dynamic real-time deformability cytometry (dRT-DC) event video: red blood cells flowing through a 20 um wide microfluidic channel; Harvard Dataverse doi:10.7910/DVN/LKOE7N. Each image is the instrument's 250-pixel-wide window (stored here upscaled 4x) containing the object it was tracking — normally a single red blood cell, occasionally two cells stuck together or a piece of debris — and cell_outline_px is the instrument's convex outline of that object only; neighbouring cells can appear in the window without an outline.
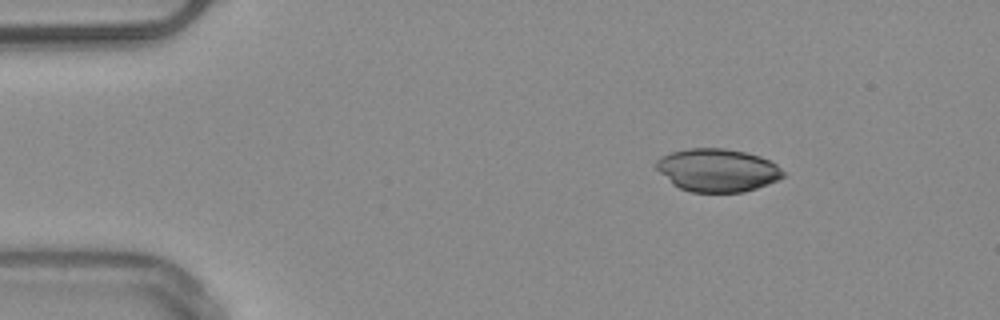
{"species": "common noctule bat (a hibernating species)", "species_latin": "Nyctalus noctula", "temperature_condition": "warm", "stored_images_in_passage": 3, "camera_frame_rate_fps": 3000, "um_per_image_px": 0.085, "animal": {"sex": "male", "body_mass_g": 20.4}, "frame": {"image": 1, "passage_image": 1, "time_ms": 0.0, "image_size_px": [1000, 320], "cell_outline_px": [[784, 176], [776, 180], [756, 188], [744, 192], [692, 192], [680, 188], [672, 184], [656, 168], [656, 160], [660, 156], [672, 152], [688, 148], [724, 148], [744, 152], [760, 156], [776, 164], [784, 172]], "centroid_in_image_um": [60.96, 14.46], "position_along_channel_um": 24.0, "area_um2": 31.62}}